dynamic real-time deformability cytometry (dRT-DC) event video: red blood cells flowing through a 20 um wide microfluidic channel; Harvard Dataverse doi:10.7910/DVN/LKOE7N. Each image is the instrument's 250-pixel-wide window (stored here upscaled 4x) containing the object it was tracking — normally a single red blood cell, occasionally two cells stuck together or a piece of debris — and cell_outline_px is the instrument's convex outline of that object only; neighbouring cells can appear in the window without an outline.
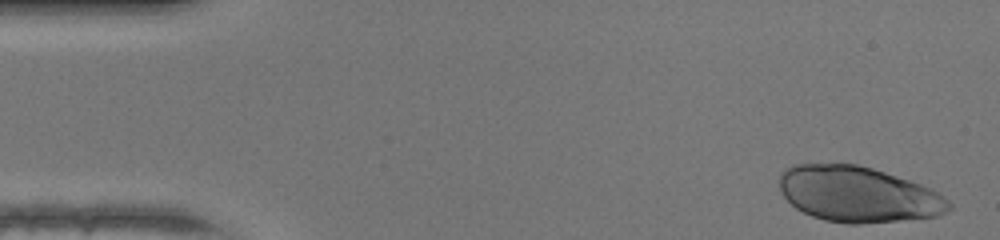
{"species": "human", "species_latin": "Homo sapiens", "temperature_condition": "warm", "stored_images_in_passage": 46, "camera_frame_rate_fps": 3000, "um_per_image_px": 0.085, "donor": {"sex": "female"}, "frame": {"image": 1, "passage_image": 1, "time_ms": 0.0, "image_size_px": [1000, 240], "cell_outline_px": [[952, 208], [936, 216], [856, 224], [848, 224], [824, 220], [812, 216], [796, 208], [780, 192], [780, 176], [784, 168], [792, 164], [856, 164], [872, 168], [920, 184], [936, 192], [948, 200], [952, 204]], "centroid_in_image_um": [72.89, 16.51], "position_along_channel_um": 12.1, "area_um2": 54.45}}